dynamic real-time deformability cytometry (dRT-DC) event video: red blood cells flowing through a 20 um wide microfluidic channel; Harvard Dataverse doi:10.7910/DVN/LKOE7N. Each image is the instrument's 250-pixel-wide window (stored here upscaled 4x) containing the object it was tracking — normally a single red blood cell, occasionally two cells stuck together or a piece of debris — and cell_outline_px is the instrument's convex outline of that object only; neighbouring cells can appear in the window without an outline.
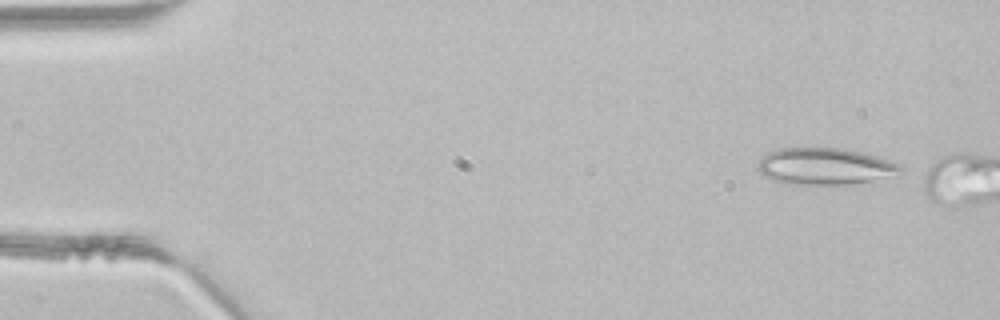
{"species": "common noctule bat (a hibernating species)", "species_latin": "Nyctalus noctula", "temperature_condition": "room temperature", "stored_images_in_passage": 3, "camera_frame_rate_fps": 3000, "um_per_image_px": 0.085, "animal": {"sex": "male", "body_mass_g": 21.5, "forearm_length_mm": 52.0}, "frame": {"image": 1, "passage_image": 1, "time_ms": 0.0, "image_size_px": [1000, 320], "cell_outline_px": [[904, 172], [872, 180], [848, 184], [796, 184], [772, 180], [764, 176], [756, 168], [756, 164], [768, 152], [780, 148], [844, 148], [876, 156], [896, 164], [904, 168]], "centroid_in_image_um": [70.07, 14.13], "position_along_channel_um": 14.9, "area_um2": 30.17}}